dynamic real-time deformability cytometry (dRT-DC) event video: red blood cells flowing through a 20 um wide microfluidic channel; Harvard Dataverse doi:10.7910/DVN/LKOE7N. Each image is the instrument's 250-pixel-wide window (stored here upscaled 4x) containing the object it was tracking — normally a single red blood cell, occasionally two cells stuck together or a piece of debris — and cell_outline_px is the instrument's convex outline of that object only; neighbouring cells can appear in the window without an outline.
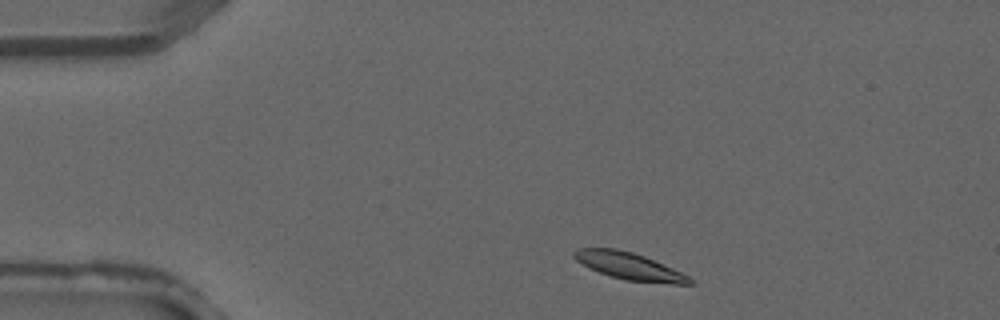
{"species": "common noctule bat (a hibernating species)", "species_latin": "Nyctalus noctula", "temperature_condition": "warm", "stored_images_in_passage": 2, "camera_frame_rate_fps": 3000, "um_per_image_px": 0.085, "animal": {"sex": "male", "forearm_length_mm": 52.5}, "frame": {"image": 1, "passage_image": 1, "time_ms": 0.0, "image_size_px": [1000, 320], "cell_outline_px": [[692, 284], [672, 284], [628, 280], [612, 276], [588, 268], [576, 260], [572, 256], [572, 252], [576, 248], [616, 248], [632, 252], [644, 256], [672, 268], [688, 276], [692, 280]], "centroid_in_image_um": [53.44, 22.6], "position_along_channel_um": 31.6, "area_um2": 18.03}}